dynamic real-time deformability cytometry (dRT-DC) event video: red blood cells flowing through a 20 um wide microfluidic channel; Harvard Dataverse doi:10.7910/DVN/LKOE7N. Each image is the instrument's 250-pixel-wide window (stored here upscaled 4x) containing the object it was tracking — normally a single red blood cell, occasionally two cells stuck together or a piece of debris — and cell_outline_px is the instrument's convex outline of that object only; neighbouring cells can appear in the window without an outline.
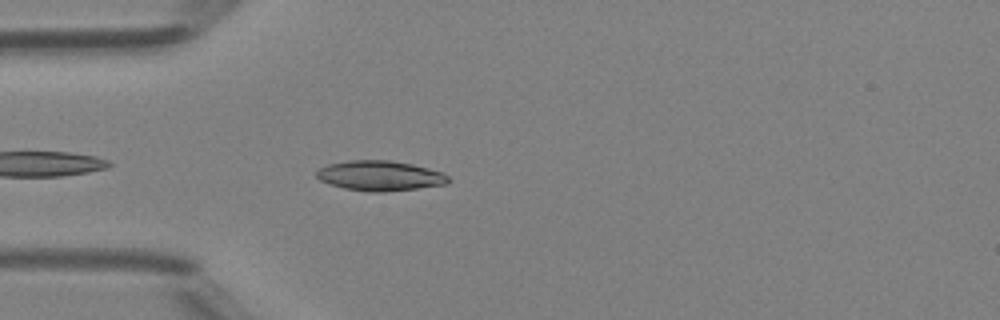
{"species": "Egyptian fruit bat (a non-hibernating species)", "species_latin": "Rousettus aegyptiacus", "temperature_condition": "room temperature", "stored_images_in_passage": 8, "camera_frame_rate_fps": 3000, "um_per_image_px": 0.085, "animal": {"sex": "female"}, "frame": {"image": 1, "passage_image": 4, "time_ms": 1.0, "image_size_px": [1000, 320], "cell_outline_px": [[452, 180], [448, 184], [416, 188], [380, 192], [372, 192], [344, 188], [320, 180], [316, 176], [316, 172], [320, 168], [328, 164], [348, 160], [388, 160], [412, 164], [444, 172]], "centroid_in_image_um": [32.33, 14.93], "position_along_channel_um": 52.7, "area_um2": 23.0}}